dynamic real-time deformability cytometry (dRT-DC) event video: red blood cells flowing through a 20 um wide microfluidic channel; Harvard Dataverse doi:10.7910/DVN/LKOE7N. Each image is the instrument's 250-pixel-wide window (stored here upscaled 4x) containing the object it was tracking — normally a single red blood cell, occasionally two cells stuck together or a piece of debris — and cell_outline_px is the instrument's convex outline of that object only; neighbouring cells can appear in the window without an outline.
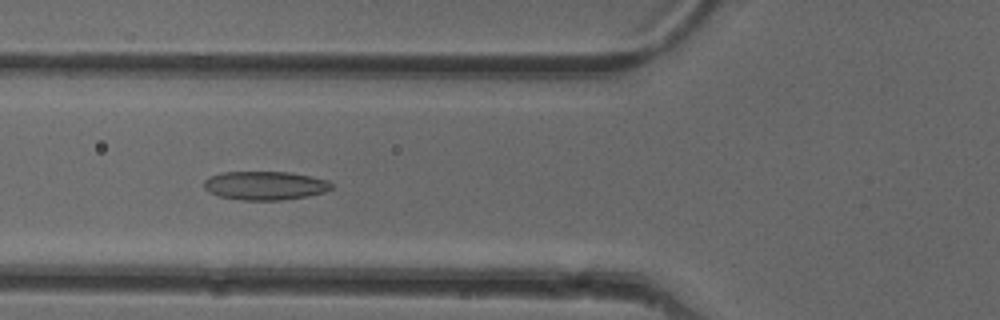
{"species": "common noctule bat (a hibernating species)", "species_latin": "Nyctalus noctula", "temperature_condition": "cold", "stored_images_in_passage": 51, "camera_frame_rate_fps": 3000, "um_per_image_px": 0.085, "animal": {"sex": "female"}, "frame": {"image": 1, "passage_image": 19, "time_ms": 6.0, "image_size_px": [1000, 320], "cell_outline_px": [[332, 188], [324, 192], [308, 196], [280, 200], [240, 200], [220, 196], [208, 192], [204, 188], [204, 180], [220, 172], [288, 172], [312, 176], [328, 180], [332, 184]], "centroid_in_image_um": [22.53, 15.77], "position_along_channel_um": 103.3, "area_um2": 21.33}}
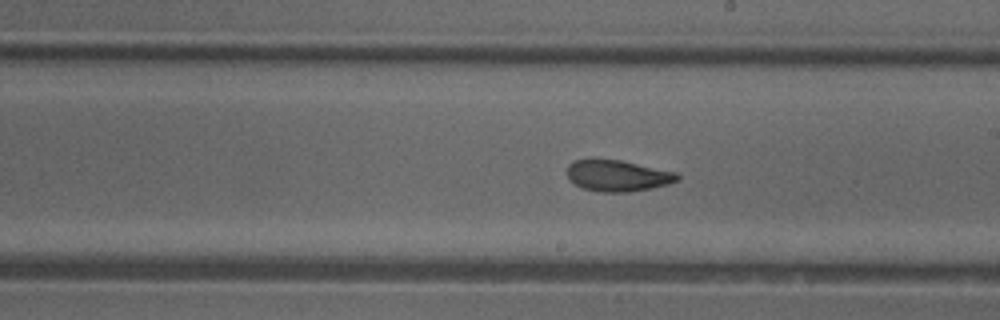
{"frame": {"image": 2, "passage_image": 29, "time_ms": 9.333, "image_size_px": [1000, 320], "cell_outline_px": [[680, 180], [668, 184], [652, 188], [628, 192], [604, 192], [584, 188], [568, 180], [568, 164], [572, 160], [592, 156], [620, 160], [676, 172], [680, 176]], "centroid_in_image_um": [52.46, 14.89], "position_along_channel_um": 236.5, "area_um2": 20.58}}
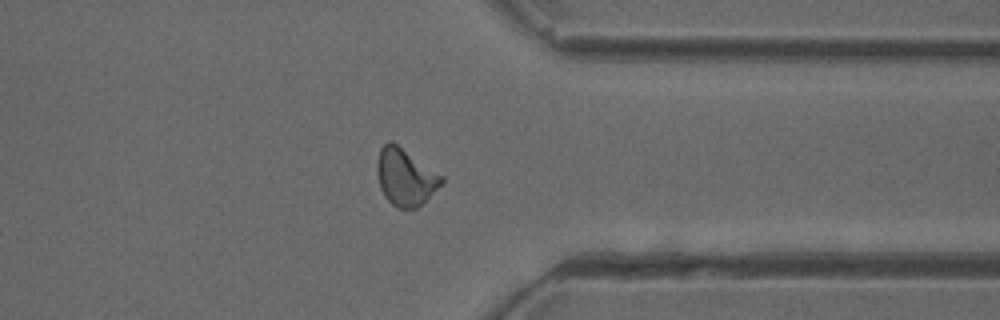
{"frame": {"image": 3, "passage_image": 40, "time_ms": 13.0, "image_size_px": [1000, 320], "cell_outline_px": [[444, 184], [416, 208], [396, 208], [384, 196], [380, 188], [376, 172], [376, 160], [380, 148], [388, 140], [392, 140], [444, 176]], "centroid_in_image_um": [34.45, 15.02], "position_along_channel_um": 377.0, "area_um2": 21.79}, "authors_computed_cell_mechanics": {"area_um2": 20.5768, "velocity_mm_per_s": 3.9817, "shape_relaxation_time_tau1_ms": 7.6876, "shape_relaxation_time_tau2_ms": 1.6538, "deformation_change_tau1": 0.1668, "deformation_change_tau2": 0.0718}}